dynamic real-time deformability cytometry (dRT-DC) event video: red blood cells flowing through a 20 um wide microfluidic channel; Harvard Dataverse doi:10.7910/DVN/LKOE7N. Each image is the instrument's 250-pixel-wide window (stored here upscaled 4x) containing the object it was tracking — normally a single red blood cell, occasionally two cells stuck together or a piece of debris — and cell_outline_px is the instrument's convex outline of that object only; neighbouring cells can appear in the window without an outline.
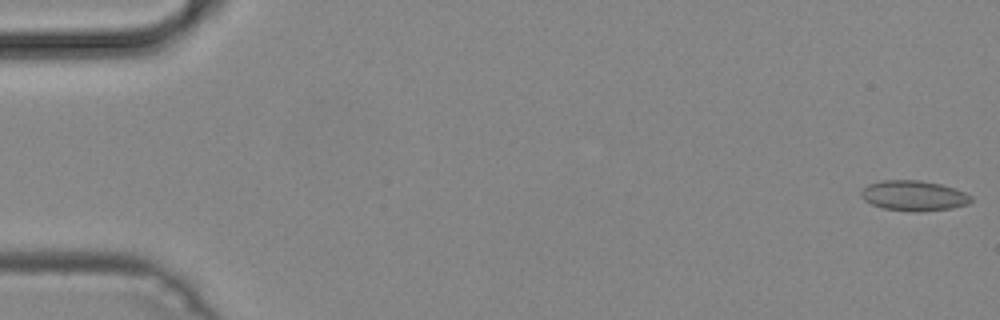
{"species": "common noctule bat (a hibernating species)", "species_latin": "Nyctalus noctula", "temperature_condition": "cold", "stored_images_in_passage": 50, "camera_frame_rate_fps": 3000, "um_per_image_px": 0.085, "animal": {"sex": "male", "body_mass_g": 19.2, "forearm_length_mm": 51.8}, "frame": {"image": 1, "passage_image": 1, "time_ms": 0.0, "image_size_px": [1000, 320], "cell_outline_px": [[972, 200], [968, 204], [952, 208], [920, 212], [912, 212], [884, 208], [872, 204], [864, 200], [860, 196], [860, 192], [868, 184], [884, 180], [920, 180], [940, 184], [964, 192], [972, 196]], "centroid_in_image_um": [77.66, 16.64], "position_along_channel_um": 7.3, "area_um2": 19.36}}
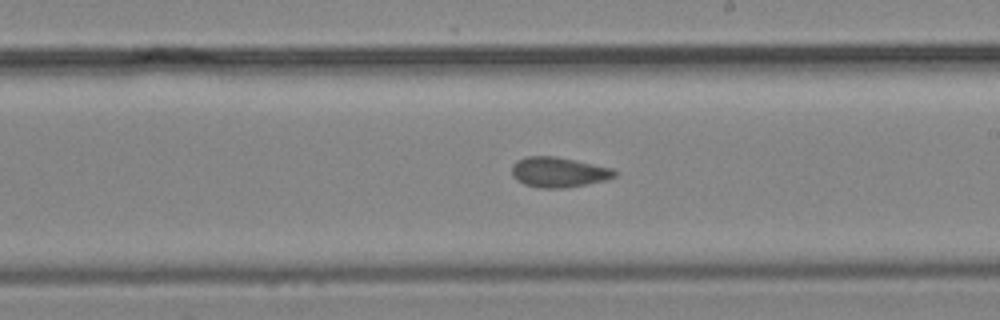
{"frame": {"image": 2, "passage_image": 29, "time_ms": 9.333, "image_size_px": [1000, 320], "cell_outline_px": [[616, 176], [604, 180], [564, 188], [540, 188], [524, 184], [516, 180], [512, 176], [512, 164], [516, 160], [528, 156], [556, 156], [576, 160], [612, 168], [616, 172]], "centroid_in_image_um": [47.43, 14.62], "position_along_channel_um": 241.6, "area_um2": 18.03}}
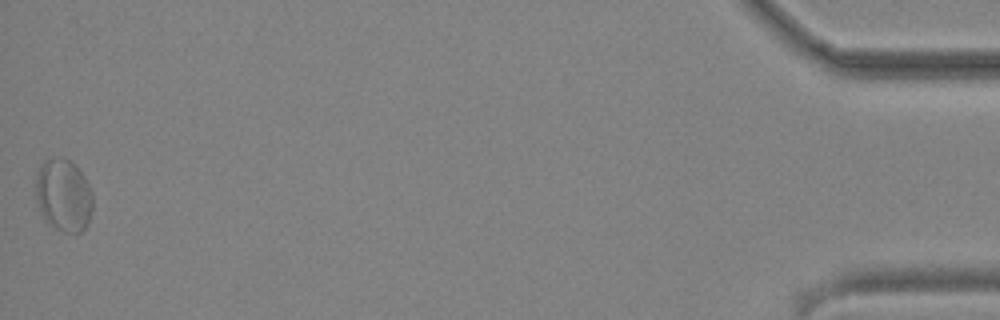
{"frame": {"image": 3, "passage_image": 50, "time_ms": 16.333, "image_size_px": [1000, 320], "cell_outline_px": [[92, 208], [88, 224], [80, 232], [64, 232], [56, 228], [44, 220], [36, 200], [36, 172], [44, 160], [64, 156], [84, 176], [92, 192]], "centroid_in_image_um": [5.39, 16.6], "position_along_channel_um": 429.8, "area_um2": 24.04}}